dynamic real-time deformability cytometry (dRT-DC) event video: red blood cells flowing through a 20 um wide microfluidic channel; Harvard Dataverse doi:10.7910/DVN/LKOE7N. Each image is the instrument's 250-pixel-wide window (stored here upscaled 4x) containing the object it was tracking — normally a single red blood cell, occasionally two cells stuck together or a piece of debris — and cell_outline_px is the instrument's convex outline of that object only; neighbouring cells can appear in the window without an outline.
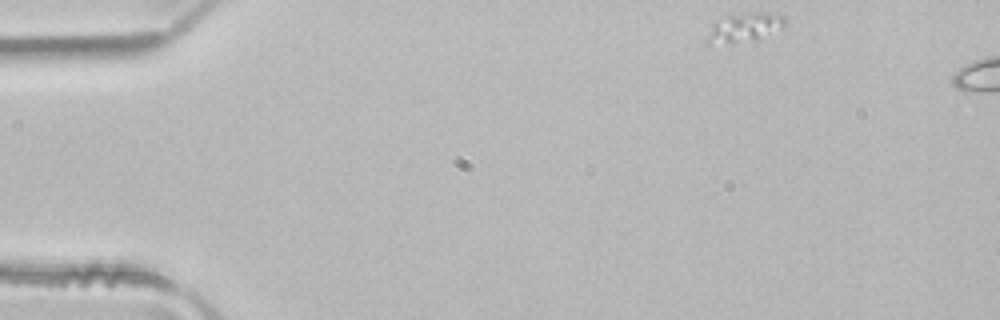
{"species": "common noctule bat (a hibernating species)", "species_latin": "Nyctalus noctula", "temperature_condition": "room temperature", "stored_images_in_passage": 2, "camera_frame_rate_fps": 3000, "um_per_image_px": 0.085, "animal": {"sex": "male", "body_mass_g": 21.5, "forearm_length_mm": 52.0}, "frame": {"image": 1, "passage_image": 1, "time_ms": 0.0, "image_size_px": [1000, 320], "cell_outline_px": [[784, 24], [780, 28], [756, 40], [732, 44], [704, 44], [712, 24], [728, 16], [748, 12], [780, 12], [784, 16]], "centroid_in_image_um": [63.26, 2.35], "position_along_channel_um": 21.7, "area_um2": 13.35}}